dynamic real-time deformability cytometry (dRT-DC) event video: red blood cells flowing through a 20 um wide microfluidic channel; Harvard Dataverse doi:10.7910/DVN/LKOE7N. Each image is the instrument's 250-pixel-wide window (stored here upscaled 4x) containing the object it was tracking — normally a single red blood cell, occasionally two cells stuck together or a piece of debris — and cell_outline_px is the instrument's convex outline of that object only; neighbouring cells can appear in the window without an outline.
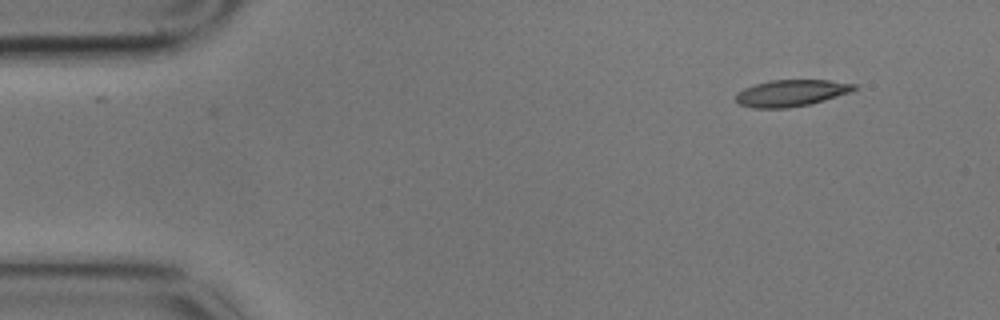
{"species": "common noctule bat (a hibernating species)", "species_latin": "Nyctalus noctula", "temperature_condition": "cold", "stored_images_in_passage": 4, "camera_frame_rate_fps": 3000, "um_per_image_px": 0.085, "animal": {"sex": "male", "body_mass_g": 17.9}, "frame": {"image": 1, "passage_image": 1, "time_ms": 0.0, "image_size_px": [1000, 320], "cell_outline_px": [[856, 88], [852, 92], [824, 100], [808, 104], [788, 108], [752, 108], [740, 104], [736, 100], [736, 92], [744, 88], [768, 80], [828, 80], [856, 84]], "centroid_in_image_um": [67.24, 7.9], "position_along_channel_um": 17.8, "area_um2": 18.32}}
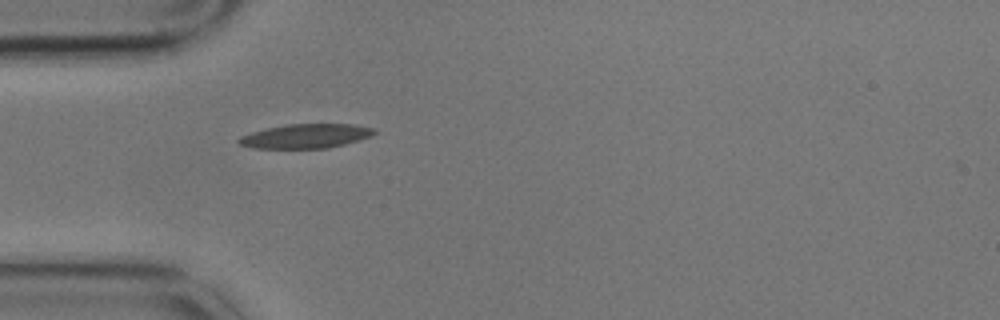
{"frame": {"image": 2, "passage_image": 4, "time_ms": 1.0, "image_size_px": [1000, 320], "cell_outline_px": [[376, 132], [368, 136], [344, 144], [328, 148], [252, 148], [236, 144], [236, 140], [240, 136], [252, 132], [268, 128], [288, 124], [352, 124], [376, 128]], "centroid_in_image_um": [25.93, 11.57], "position_along_channel_um": 59.1, "area_um2": 19.02}}